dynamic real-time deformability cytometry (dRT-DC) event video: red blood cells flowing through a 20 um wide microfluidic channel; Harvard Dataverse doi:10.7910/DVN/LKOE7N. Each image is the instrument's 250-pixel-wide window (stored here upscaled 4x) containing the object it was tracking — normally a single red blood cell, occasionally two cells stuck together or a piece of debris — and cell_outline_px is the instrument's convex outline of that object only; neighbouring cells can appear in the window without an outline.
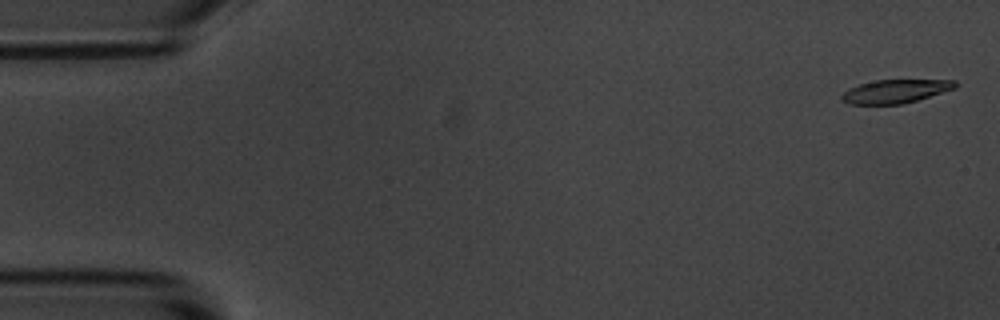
{"species": "common noctule bat (a hibernating species)", "species_latin": "Nyctalus noctula", "temperature_condition": "room temperature", "stored_images_in_passage": 4, "camera_frame_rate_fps": 3000, "um_per_image_px": 0.085, "animal": {"sex": "male", "body_mass_g": 20.1, "forearm_length_mm": 53.5}, "frame": {"image": 1, "passage_image": 1, "time_ms": 0.0, "image_size_px": [1000, 320], "cell_outline_px": [[956, 88], [904, 104], [848, 104], [840, 100], [840, 96], [848, 88], [860, 84], [876, 80], [956, 80]], "centroid_in_image_um": [76.07, 7.76], "position_along_channel_um": 8.9, "area_um2": 15.55}}